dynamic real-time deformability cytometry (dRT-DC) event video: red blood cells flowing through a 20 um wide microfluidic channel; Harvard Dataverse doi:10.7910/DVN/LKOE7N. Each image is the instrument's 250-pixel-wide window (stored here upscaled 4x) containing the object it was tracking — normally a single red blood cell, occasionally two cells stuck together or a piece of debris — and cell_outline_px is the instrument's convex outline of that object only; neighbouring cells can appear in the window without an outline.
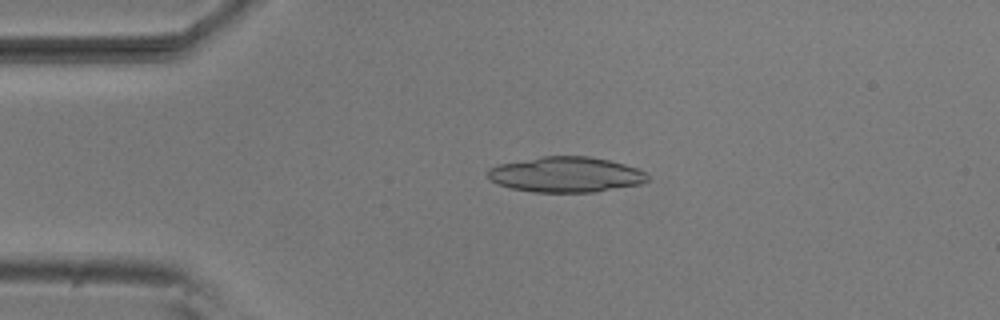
{"species": "common noctule bat (a hibernating species)", "species_latin": "Nyctalus noctula", "temperature_condition": "room temperature", "stored_images_in_passage": 52, "camera_frame_rate_fps": 3000, "um_per_image_px": 0.085, "animal": {"sex": "male", "body_mass_g": 20.5, "forearm_length_mm": 52.5}, "frame": {"image": 1, "passage_image": 11, "time_ms": 3.333, "image_size_px": [1000, 320], "cell_outline_px": [[648, 180], [640, 184], [596, 192], [532, 192], [512, 188], [496, 184], [488, 180], [488, 168], [500, 164], [544, 156], [588, 156], [608, 160], [624, 164], [636, 168], [644, 172], [648, 176]], "centroid_in_image_um": [48.08, 14.84], "position_along_channel_um": 36.9, "area_um2": 32.89}}